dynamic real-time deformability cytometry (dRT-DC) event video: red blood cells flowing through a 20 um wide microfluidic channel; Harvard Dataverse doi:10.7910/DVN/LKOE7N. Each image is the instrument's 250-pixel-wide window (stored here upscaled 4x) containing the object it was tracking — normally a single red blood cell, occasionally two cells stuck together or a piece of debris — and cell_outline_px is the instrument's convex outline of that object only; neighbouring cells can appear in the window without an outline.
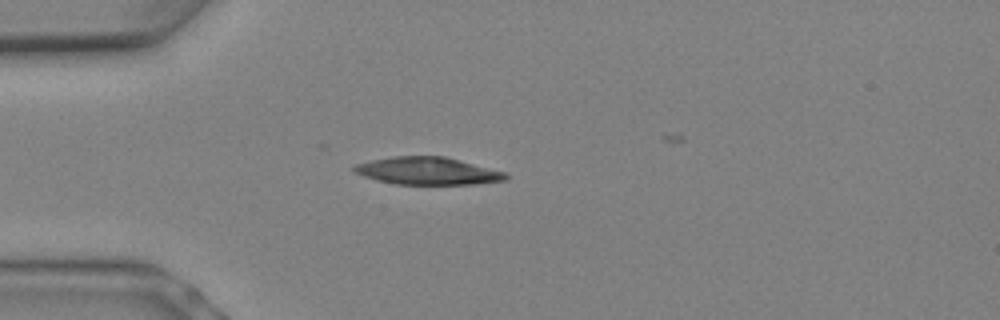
{"species": "Egyptian fruit bat (a non-hibernating species)", "species_latin": "Rousettus aegyptiacus", "temperature_condition": "warm", "stored_images_in_passage": 8, "camera_frame_rate_fps": 3000, "um_per_image_px": 0.085, "animal": {"sex": "female"}, "frame": {"image": 1, "passage_image": 5, "time_ms": 1.333, "image_size_px": [1000, 320], "cell_outline_px": [[508, 180], [472, 184], [396, 184], [376, 180], [352, 172], [352, 168], [356, 164], [372, 160], [392, 156], [444, 156], [508, 172]], "centroid_in_image_um": [36.37, 14.53], "position_along_channel_um": 48.6, "area_um2": 24.39}}
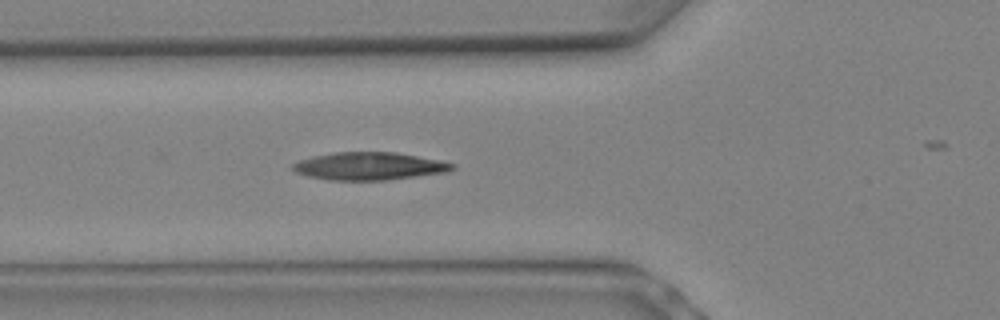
{"frame": {"image": 2, "passage_image": 7, "time_ms": 2.0, "image_size_px": [1000, 320], "cell_outline_px": [[456, 168], [448, 172], [384, 180], [328, 180], [308, 176], [296, 172], [292, 168], [292, 164], [300, 160], [312, 156], [336, 152], [396, 152], [440, 160], [456, 164]], "centroid_in_image_um": [31.41, 14.12], "position_along_channel_um": 94.4, "area_um2": 25.78}}